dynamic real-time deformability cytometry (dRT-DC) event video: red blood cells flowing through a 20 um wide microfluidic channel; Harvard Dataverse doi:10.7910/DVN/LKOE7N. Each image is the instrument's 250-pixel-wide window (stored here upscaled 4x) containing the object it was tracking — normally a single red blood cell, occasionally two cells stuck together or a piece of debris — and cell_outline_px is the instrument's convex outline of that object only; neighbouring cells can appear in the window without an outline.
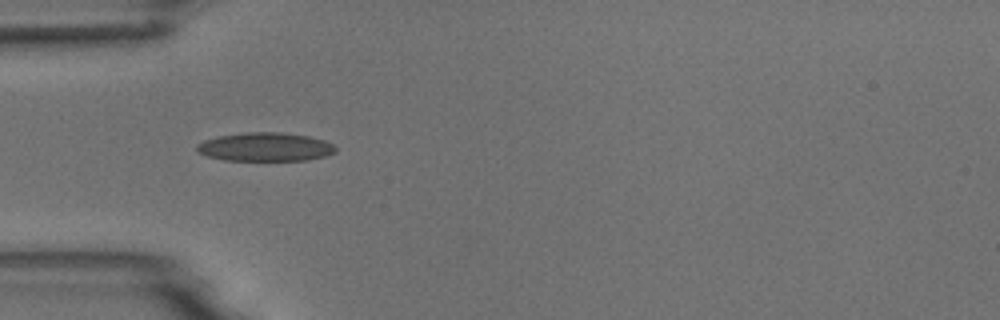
{"species": "common noctule bat (a hibernating species)", "species_latin": "Nyctalus noctula", "temperature_condition": "room temperature", "stored_images_in_passage": 5, "camera_frame_rate_fps": 3000, "um_per_image_px": 0.085, "animal": {"sex": "male", "body_mass_g": 18.8}, "frame": {"image": 1, "passage_image": 1, "time_ms": 0.0, "image_size_px": [1000, 320], "cell_outline_px": [[336, 152], [324, 156], [308, 160], [224, 160], [208, 156], [196, 152], [196, 144], [204, 140], [216, 136], [244, 132], [280, 132], [308, 136], [324, 140], [332, 144], [336, 148]], "centroid_in_image_um": [22.51, 12.48], "position_along_channel_um": 62.5, "area_um2": 23.24}}
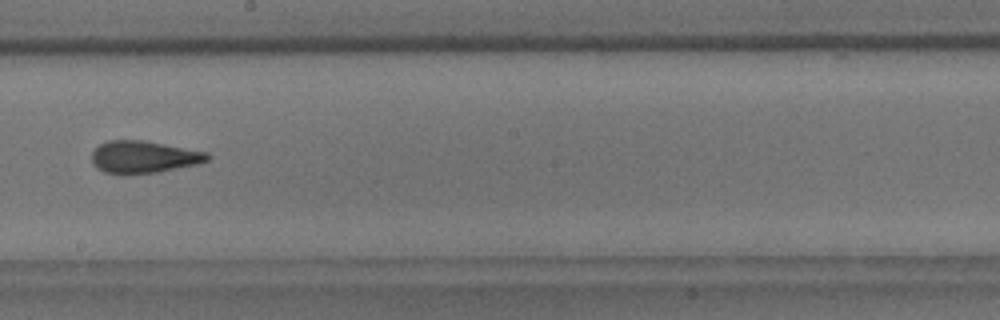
{"frame": {"image": 2, "passage_image": 5, "time_ms": 4.667, "image_size_px": [1000, 320], "cell_outline_px": [[212, 156], [208, 160], [200, 164], [156, 172], [104, 172], [96, 168], [92, 160], [92, 152], [100, 144], [108, 140], [144, 140], [208, 152]], "centroid_in_image_um": [12.27, 13.31], "position_along_channel_um": 235.9, "area_um2": 21.39}}